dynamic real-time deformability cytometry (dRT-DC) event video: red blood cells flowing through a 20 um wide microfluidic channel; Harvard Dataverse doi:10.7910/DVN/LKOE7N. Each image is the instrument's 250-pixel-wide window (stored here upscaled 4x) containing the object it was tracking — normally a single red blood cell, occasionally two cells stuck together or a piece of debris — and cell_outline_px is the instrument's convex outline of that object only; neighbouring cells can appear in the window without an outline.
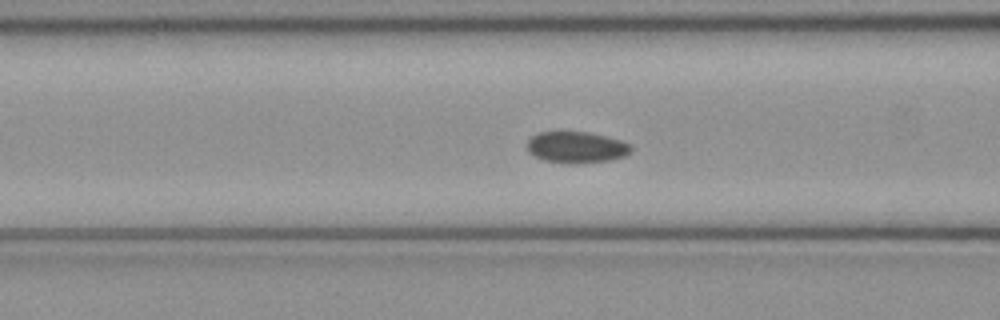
{"species": "common noctule bat (a hibernating species)", "species_latin": "Nyctalus noctula", "temperature_condition": "cold", "stored_images_in_passage": 49, "camera_frame_rate_fps": 3000, "um_per_image_px": 0.085, "animal": {"sex": "female", "body_mass_g": 21.9}, "frame": {"image": 1, "passage_image": 18, "time_ms": 5.667, "image_size_px": [1000, 320], "cell_outline_px": [[632, 152], [624, 156], [612, 160], [576, 164], [568, 164], [544, 160], [528, 152], [528, 140], [532, 136], [540, 132], [588, 132], [620, 140], [632, 144]], "centroid_in_image_um": [49.03, 12.53], "position_along_channel_um": 117.6, "area_um2": 19.07}}
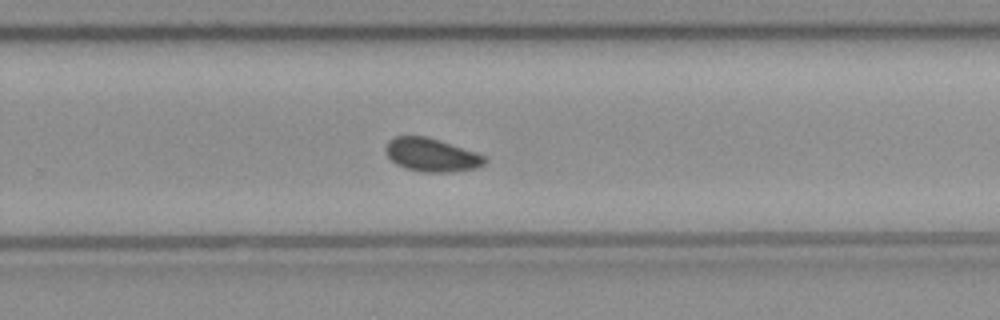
{"frame": {"image": 2, "passage_image": 31, "time_ms": 10.0, "image_size_px": [1000, 320], "cell_outline_px": [[488, 160], [484, 164], [476, 168], [452, 172], [424, 172], [404, 168], [396, 164], [388, 156], [384, 148], [388, 140], [396, 136], [424, 136], [440, 140], [476, 152], [484, 156]], "centroid_in_image_um": [36.67, 13.17], "position_along_channel_um": 293.1, "area_um2": 19.31}}
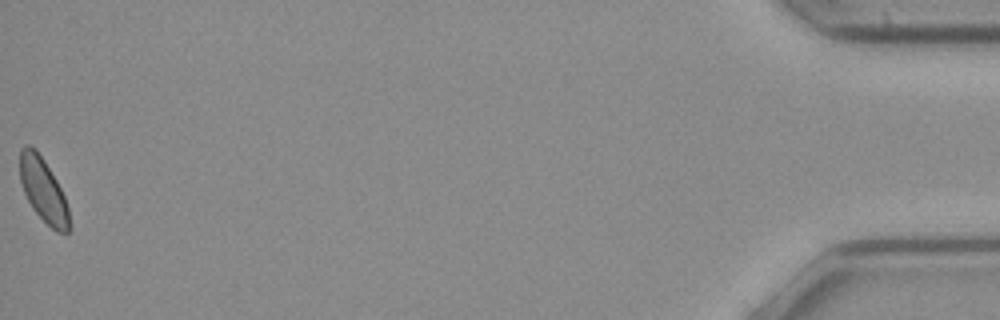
{"frame": {"image": 3, "passage_image": 49, "time_ms": 16.0, "image_size_px": [1000, 320], "cell_outline_px": [[72, 228], [68, 232], [56, 232], [32, 208], [24, 192], [20, 180], [20, 148], [24, 144], [28, 144], [36, 148], [44, 160], [56, 180], [64, 196], [68, 208]], "centroid_in_image_um": [3.68, 16.15], "position_along_channel_um": 431.5, "area_um2": 18.38}, "authors_computed_cell_mechanics": {"area_um2": 19.1896, "velocity_mm_per_s": 4.0567, "shape_relaxation_time_tau1_ms": 2.1431, "shape_relaxation_time_tau2_ms": null, "deformation_change_tau1": 0.0462, "deformation_change_tau2": null}}